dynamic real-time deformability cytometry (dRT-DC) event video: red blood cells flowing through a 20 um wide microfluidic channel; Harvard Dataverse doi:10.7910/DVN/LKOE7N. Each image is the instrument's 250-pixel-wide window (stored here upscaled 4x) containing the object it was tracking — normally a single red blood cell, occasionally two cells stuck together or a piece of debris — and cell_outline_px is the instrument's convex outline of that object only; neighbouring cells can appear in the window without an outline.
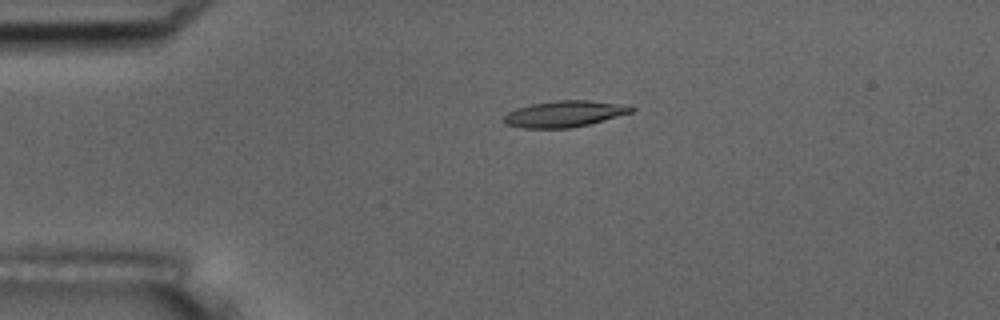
{"species": "common noctule bat (a hibernating species)", "species_latin": "Nyctalus noctula", "temperature_condition": "room temperature", "stored_images_in_passage": 2, "camera_frame_rate_fps": 3000, "um_per_image_px": 0.085, "animal": {"sex": "male", "body_mass_g": 17.5, "forearm_length_mm": 52.3}, "frame": {"image": 1, "passage_image": 1, "time_ms": 0.0, "image_size_px": [1000, 320], "cell_outline_px": [[636, 108], [632, 112], [588, 124], [572, 128], [524, 128], [504, 124], [504, 116], [508, 112], [516, 108], [532, 104], [556, 100], [588, 100], [632, 104]], "centroid_in_image_um": [48.02, 9.66], "position_along_channel_um": 37.0, "area_um2": 19.65}}